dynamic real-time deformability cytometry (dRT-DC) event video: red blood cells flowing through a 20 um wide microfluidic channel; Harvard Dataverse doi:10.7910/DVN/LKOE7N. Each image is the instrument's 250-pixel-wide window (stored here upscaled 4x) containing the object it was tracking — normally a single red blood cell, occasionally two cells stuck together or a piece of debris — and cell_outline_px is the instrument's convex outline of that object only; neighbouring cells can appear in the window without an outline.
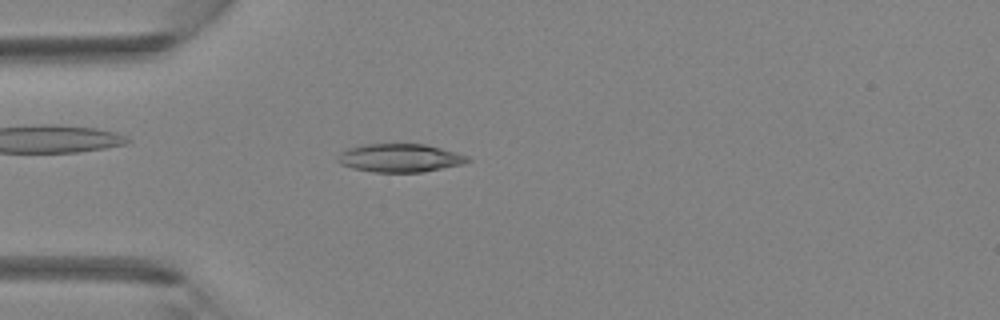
{"species": "Egyptian fruit bat (a non-hibernating species)", "species_latin": "Rousettus aegyptiacus", "temperature_condition": "room temperature", "stored_images_in_passage": 5, "camera_frame_rate_fps": 3000, "um_per_image_px": 0.085, "animal": {"sex": "female"}, "frame": {"image": 1, "passage_image": 5, "time_ms": 1.333, "image_size_px": [1000, 320], "cell_outline_px": [[472, 160], [464, 164], [424, 172], [372, 172], [352, 168], [340, 164], [336, 160], [336, 156], [340, 152], [348, 148], [364, 144], [424, 144], [456, 152], [468, 156]], "centroid_in_image_um": [33.98, 13.43], "position_along_channel_um": 51.0, "area_um2": 21.62}}